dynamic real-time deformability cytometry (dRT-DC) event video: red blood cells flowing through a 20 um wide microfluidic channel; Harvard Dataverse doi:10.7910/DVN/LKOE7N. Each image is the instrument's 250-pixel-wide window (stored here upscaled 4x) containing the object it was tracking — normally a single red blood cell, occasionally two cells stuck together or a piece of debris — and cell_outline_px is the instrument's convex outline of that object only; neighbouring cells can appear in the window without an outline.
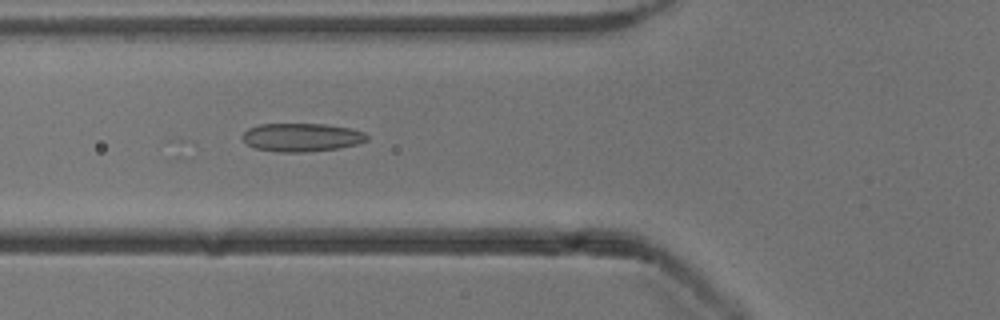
{"species": "common noctule bat (a hibernating species)", "species_latin": "Nyctalus noctula", "temperature_condition": "cold", "stored_images_in_passage": 50, "camera_frame_rate_fps": 3000, "um_per_image_px": 0.085, "animal": {"sex": "male", "body_mass_g": 13.3}, "frame": {"image": 1, "passage_image": 17, "time_ms": 5.333, "image_size_px": [1000, 320], "cell_outline_px": [[368, 140], [360, 144], [340, 148], [304, 152], [280, 152], [256, 148], [248, 144], [240, 136], [248, 128], [260, 124], [324, 124], [352, 128], [364, 132], [368, 136]], "centroid_in_image_um": [25.68, 11.67], "position_along_channel_um": 100.1, "area_um2": 20.69}}
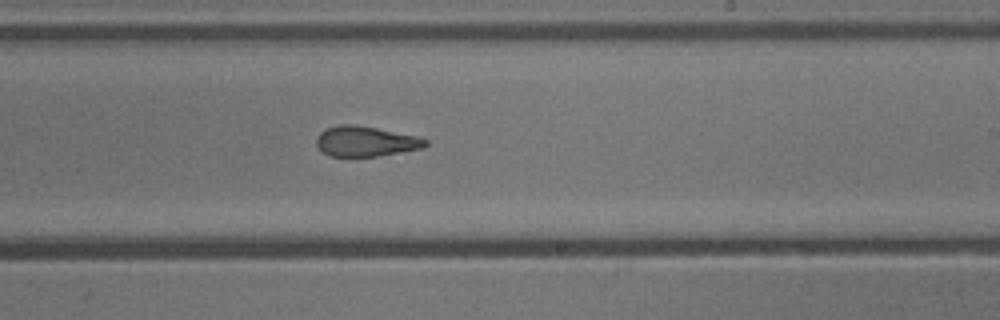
{"frame": {"image": 2, "passage_image": 29, "time_ms": 9.333, "image_size_px": [1000, 320], "cell_outline_px": [[428, 144], [424, 148], [376, 156], [332, 156], [324, 152], [316, 144], [316, 136], [320, 132], [328, 128], [340, 124], [352, 124], [376, 128], [420, 136], [428, 140]], "centroid_in_image_um": [31.12, 12.0], "position_along_channel_um": 257.9, "area_um2": 19.13}}
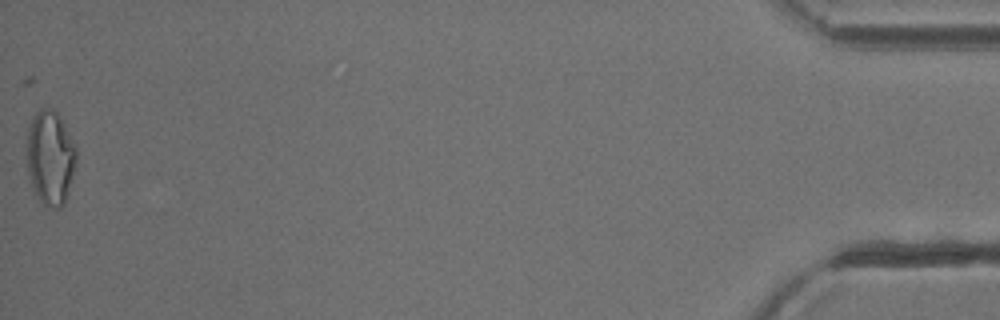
{"frame": {"image": 3, "passage_image": 50, "time_ms": 16.333, "image_size_px": [1000, 320], "cell_outline_px": [[76, 164], [72, 180], [64, 204], [60, 208], [48, 208], [40, 200], [32, 184], [28, 172], [28, 128], [32, 116], [40, 108], [48, 108], [56, 112], [60, 116], [76, 148]], "centroid_in_image_um": [4.29, 13.4], "position_along_channel_um": 430.9, "area_um2": 26.93}, "authors_computed_cell_mechanics": {"area_um2": 20.6346, "velocity_mm_per_s": 3.9407, "shape_relaxation_time_tau1_ms": 8.3584, "shape_relaxation_time_tau2_ms": 2.3734, "deformation_change_tau1": 0.2153, "deformation_change_tau2": 0.1093}}